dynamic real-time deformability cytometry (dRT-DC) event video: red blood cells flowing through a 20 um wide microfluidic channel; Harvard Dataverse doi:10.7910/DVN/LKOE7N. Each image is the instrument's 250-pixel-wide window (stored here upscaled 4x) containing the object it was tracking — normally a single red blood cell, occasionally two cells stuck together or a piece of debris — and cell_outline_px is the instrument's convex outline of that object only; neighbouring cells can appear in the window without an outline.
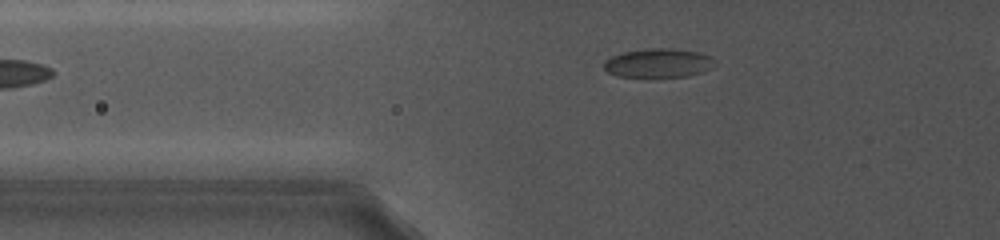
{"species": "common noctule bat (a hibernating species)", "species_latin": "Nyctalus noctula", "temperature_condition": "cold", "stored_images_in_passage": 6, "camera_frame_rate_fps": 5000, "um_per_image_px": 0.085, "animal": {"sex": "female", "body_mass_g": 19.0, "forearm_length_mm": 56.7}, "frame": {"image": 1, "passage_image": 6, "time_ms": 5.4, "image_size_px": [1000, 240], "cell_outline_px": [[716, 60], [712, 68], [704, 72], [688, 76], [652, 80], [644, 80], [616, 76], [608, 72], [604, 68], [604, 64], [612, 56], [624, 52], [652, 48], [668, 48], [696, 52], [708, 56]], "centroid_in_image_um": [55.95, 5.43], "position_along_channel_um": 69.8, "area_um2": 19.48}}